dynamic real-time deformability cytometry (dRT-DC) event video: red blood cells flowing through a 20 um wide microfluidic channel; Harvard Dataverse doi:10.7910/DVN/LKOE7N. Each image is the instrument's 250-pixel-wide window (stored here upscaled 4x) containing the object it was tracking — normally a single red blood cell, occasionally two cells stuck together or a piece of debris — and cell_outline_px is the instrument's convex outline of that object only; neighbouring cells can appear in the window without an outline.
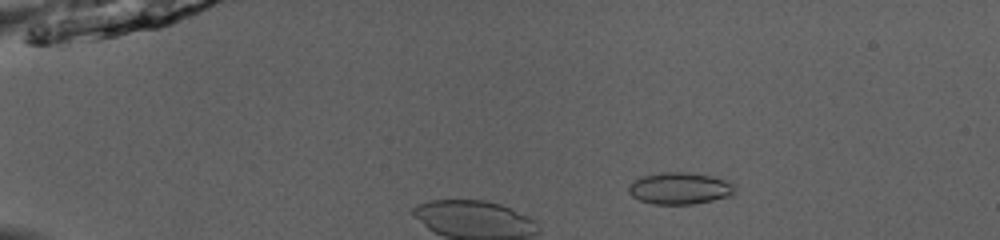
{"species": "common noctule bat (a hibernating species)", "species_latin": "Nyctalus noctula", "temperature_condition": "room temperature", "stored_images_in_passage": 47, "camera_frame_rate_fps": 3000, "um_per_image_px": 0.085, "animal": {"sex": "male", "body_mass_g": 13.0, "forearm_length_mm": 53.1}, "frame": {"image": 1, "passage_image": 10, "time_ms": 3.0, "image_size_px": [1000, 240], "cell_outline_px": [[736, 196], [692, 204], [652, 204], [640, 200], [632, 196], [628, 192], [628, 188], [632, 180], [644, 176], [660, 172], [688, 172], [712, 176], [732, 180], [736, 184]], "centroid_in_image_um": [57.88, 16.0], "position_along_channel_um": 27.1, "area_um2": 20.29}}
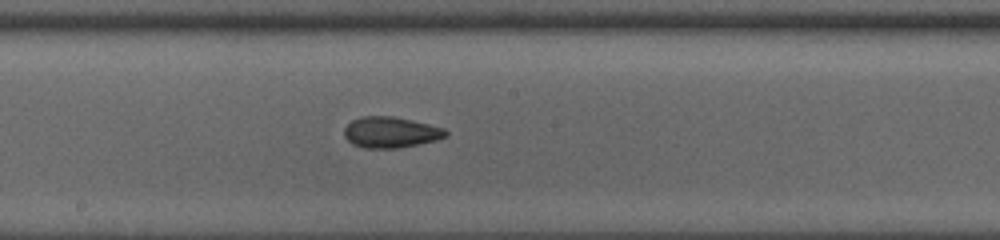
{"frame": {"image": 2, "passage_image": 30, "time_ms": 9.667, "image_size_px": [1000, 240], "cell_outline_px": [[448, 136], [436, 140], [400, 148], [364, 148], [352, 144], [344, 136], [344, 128], [352, 120], [360, 116], [392, 116], [428, 124], [444, 128], [448, 132]], "centroid_in_image_um": [33.19, 11.25], "position_along_channel_um": 215.0, "area_um2": 18.32}}
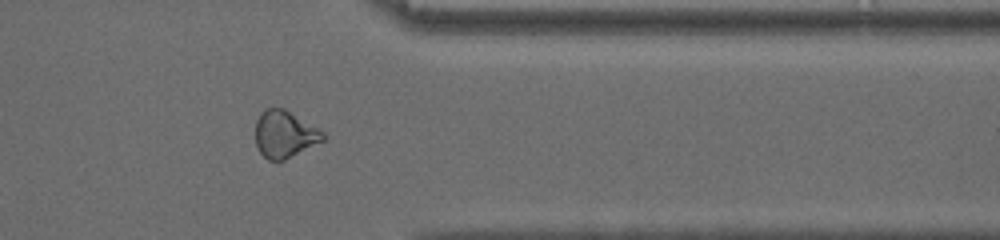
{"frame": {"image": 3, "passage_image": 43, "time_ms": 14.0, "image_size_px": [1000, 240], "cell_outline_px": [[324, 140], [284, 160], [268, 160], [260, 152], [256, 144], [256, 120], [260, 112], [264, 108], [284, 108], [324, 132]], "centroid_in_image_um": [24.16, 11.39], "position_along_channel_um": 387.2, "area_um2": 18.32}, "authors_computed_cell_mechanics": {"area_um2": 18.785, "velocity_mm_per_s": 4.0692, "shape_relaxation_time_tau1_ms": 3.101, "shape_relaxation_time_tau2_ms": 1.8302, "deformation_change_tau1": 0.083, "deformation_change_tau2": 0.0689}}